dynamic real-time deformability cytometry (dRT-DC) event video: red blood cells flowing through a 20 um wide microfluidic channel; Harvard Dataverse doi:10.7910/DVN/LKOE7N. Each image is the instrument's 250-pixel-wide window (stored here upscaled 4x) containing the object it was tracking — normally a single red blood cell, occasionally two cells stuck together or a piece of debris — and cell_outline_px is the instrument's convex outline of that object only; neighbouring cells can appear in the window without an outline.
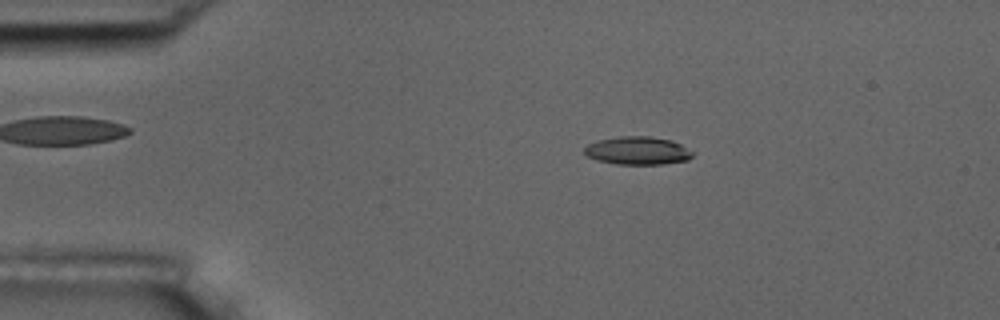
{"species": "common noctule bat (a hibernating species)", "species_latin": "Nyctalus noctula", "temperature_condition": "room temperature", "stored_images_in_passage": 4, "camera_frame_rate_fps": 3000, "um_per_image_px": 0.085, "animal": {"sex": "male", "body_mass_g": 17.5, "forearm_length_mm": 52.3}, "frame": {"image": 1, "passage_image": 2, "time_ms": 1.333, "image_size_px": [1000, 320], "cell_outline_px": [[696, 152], [688, 160], [664, 164], [616, 164], [596, 160], [588, 156], [584, 152], [584, 148], [588, 144], [596, 140], [620, 136], [648, 136], [672, 140]], "centroid_in_image_um": [54.22, 12.8], "position_along_channel_um": 30.8, "area_um2": 17.86}}